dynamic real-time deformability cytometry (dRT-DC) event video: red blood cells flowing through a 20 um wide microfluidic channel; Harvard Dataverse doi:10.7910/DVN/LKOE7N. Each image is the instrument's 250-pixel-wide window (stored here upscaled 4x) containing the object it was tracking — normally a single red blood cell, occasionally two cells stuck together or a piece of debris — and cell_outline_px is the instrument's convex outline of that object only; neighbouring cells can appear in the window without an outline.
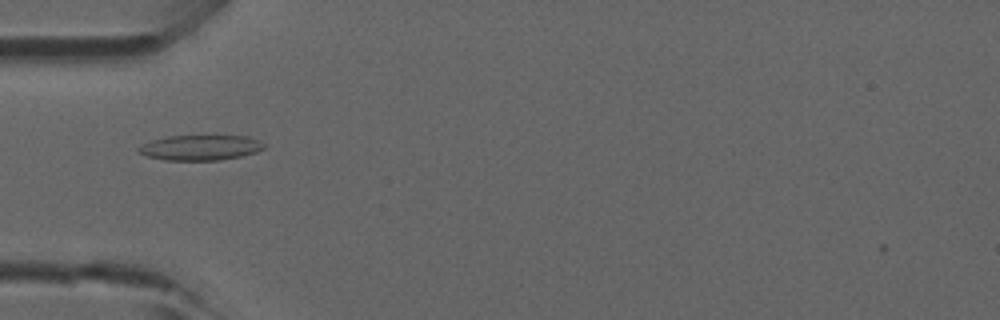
{"species": "common noctule bat (a hibernating species)", "species_latin": "Nyctalus noctula", "temperature_condition": "room temperature", "stored_images_in_passage": 5, "camera_frame_rate_fps": 3000, "um_per_image_px": 0.085, "animal": {"sex": "male", "forearm_length_mm": 52.5}, "frame": {"image": 1, "passage_image": 5, "time_ms": 1.333, "image_size_px": [1000, 320], "cell_outline_px": [[264, 148], [256, 152], [240, 156], [220, 160], [164, 160], [148, 156], [136, 152], [136, 148], [152, 140], [168, 136], [248, 136], [260, 140], [264, 144]], "centroid_in_image_um": [17.02, 12.55], "position_along_channel_um": 68.0, "area_um2": 18.38}}